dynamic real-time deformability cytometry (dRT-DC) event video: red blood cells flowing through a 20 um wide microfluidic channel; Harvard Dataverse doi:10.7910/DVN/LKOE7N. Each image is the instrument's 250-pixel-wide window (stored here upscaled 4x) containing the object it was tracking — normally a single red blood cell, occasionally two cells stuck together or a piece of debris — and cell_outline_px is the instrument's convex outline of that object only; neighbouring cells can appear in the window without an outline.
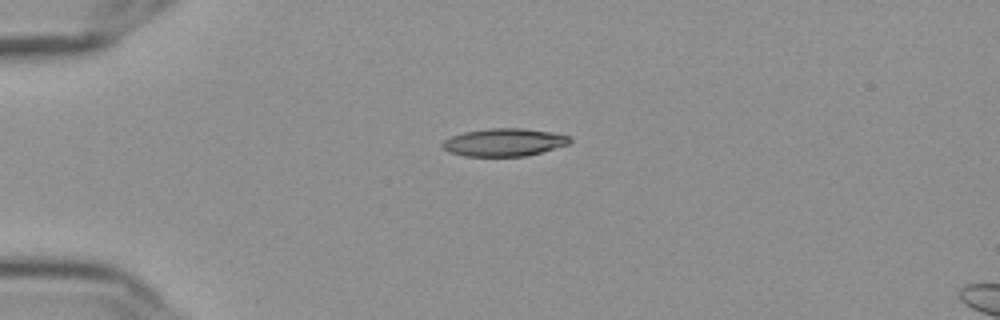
{"species": "Egyptian fruit bat (a non-hibernating species)", "species_latin": "Rousettus aegyptiacus", "temperature_condition": "cold", "stored_images_in_passage": 43, "camera_frame_rate_fps": 3000, "um_per_image_px": 0.085, "frame": {"image": 1, "passage_image": 1, "time_ms": 0.0, "image_size_px": [1000, 320], "cell_outline_px": [[572, 140], [568, 144], [528, 156], [464, 156], [448, 152], [440, 148], [440, 144], [444, 140], [452, 136], [464, 132], [488, 128], [524, 128], [552, 132], [572, 136]], "centroid_in_image_um": [42.83, 12.09], "position_along_channel_um": 42.2, "area_um2": 20.87}}
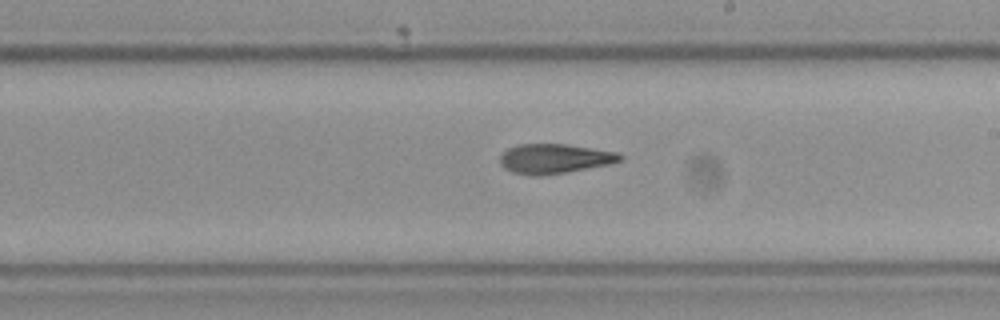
{"frame": {"image": 2, "passage_image": 20, "time_ms": 6.333, "image_size_px": [1000, 320], "cell_outline_px": [[624, 160], [608, 164], [564, 172], [540, 176], [532, 176], [512, 172], [504, 168], [500, 164], [500, 156], [508, 148], [516, 144], [568, 144], [620, 152], [624, 156]], "centroid_in_image_um": [47.15, 13.47], "position_along_channel_um": 241.9, "area_um2": 20.87}}
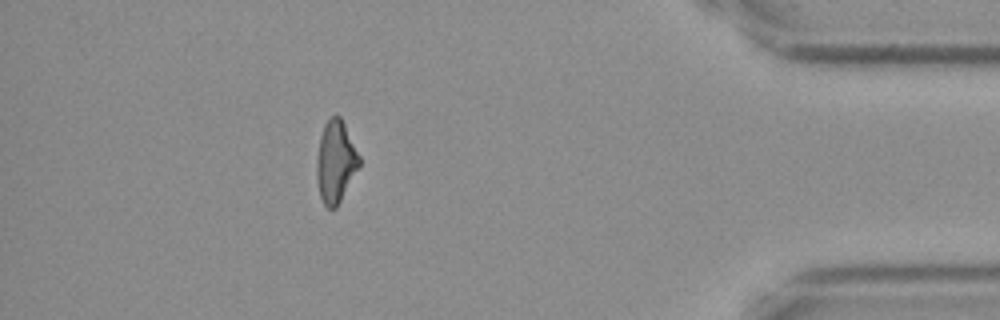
{"frame": {"image": 3, "passage_image": 37, "time_ms": 12.0, "image_size_px": [1000, 320], "cell_outline_px": [[360, 164], [336, 208], [328, 208], [324, 204], [320, 196], [316, 180], [316, 160], [320, 136], [324, 124], [332, 116], [340, 116], [360, 156]], "centroid_in_image_um": [28.5, 13.75], "position_along_channel_um": 406.7, "area_um2": 20.11}, "authors_computed_cell_mechanics": {"area_um2": 20.7502, "velocity_mm_per_s": 3.6483, "shape_relaxation_time_tau1_ms": null, "shape_relaxation_time_tau2_ms": 4.2267, "deformation_change_tau1": null, "deformation_change_tau2": 0.1342}}